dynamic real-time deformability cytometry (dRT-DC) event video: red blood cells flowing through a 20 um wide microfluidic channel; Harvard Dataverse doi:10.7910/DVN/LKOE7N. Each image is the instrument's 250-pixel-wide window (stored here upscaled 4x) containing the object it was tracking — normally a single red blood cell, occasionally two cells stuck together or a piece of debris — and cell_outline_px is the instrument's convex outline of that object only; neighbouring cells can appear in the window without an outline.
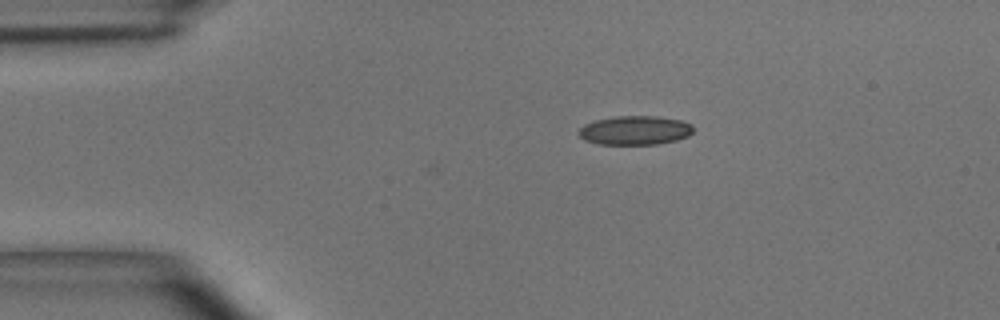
{"species": "common noctule bat (a hibernating species)", "species_latin": "Nyctalus noctula", "temperature_condition": "room temperature", "stored_images_in_passage": 2, "camera_frame_rate_fps": 3000, "um_per_image_px": 0.085, "animal": {"sex": "male", "body_mass_g": 15.6}, "frame": {"image": 1, "passage_image": 1, "time_ms": 0.0, "image_size_px": [1000, 320], "cell_outline_px": [[692, 132], [688, 136], [676, 140], [656, 144], [596, 144], [584, 140], [576, 132], [584, 124], [596, 120], [616, 116], [656, 116], [680, 120], [692, 124]], "centroid_in_image_um": [53.94, 11.08], "position_along_channel_um": 31.1, "area_um2": 19.36}}